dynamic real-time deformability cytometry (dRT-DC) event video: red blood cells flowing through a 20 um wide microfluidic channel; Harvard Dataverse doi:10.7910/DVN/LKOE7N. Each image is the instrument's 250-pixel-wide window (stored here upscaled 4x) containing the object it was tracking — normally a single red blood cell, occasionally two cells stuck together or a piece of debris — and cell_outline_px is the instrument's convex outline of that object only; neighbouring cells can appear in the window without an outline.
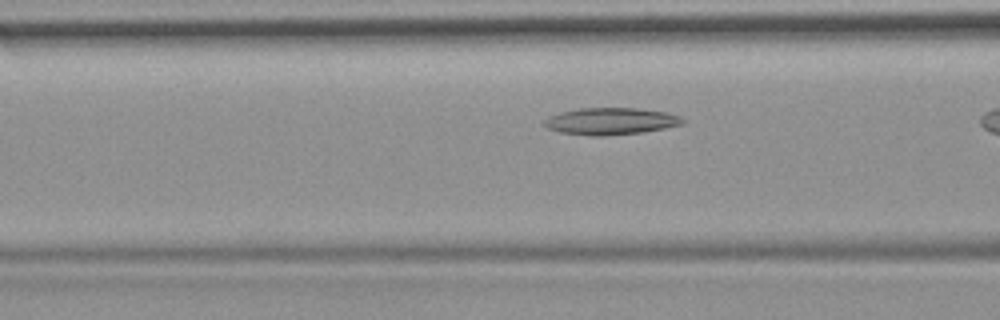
{"species": "common noctule bat (a hibernating species)", "species_latin": "Nyctalus noctula", "temperature_condition": "room temperature", "stored_images_in_passage": 30, "camera_frame_rate_fps": 3000, "um_per_image_px": 0.085, "animal": {"sex": "female", "body_mass_g": 19.9}, "frame": {"image": 1, "passage_image": 9, "time_ms": 2.667, "image_size_px": [1000, 320], "cell_outline_px": [[684, 124], [644, 132], [604, 136], [592, 136], [560, 132], [548, 128], [544, 124], [544, 120], [548, 116], [560, 112], [580, 108], [636, 108], [668, 112], [680, 116], [684, 120]], "centroid_in_image_um": [51.92, 10.3], "position_along_channel_um": 114.7, "area_um2": 21.79}}
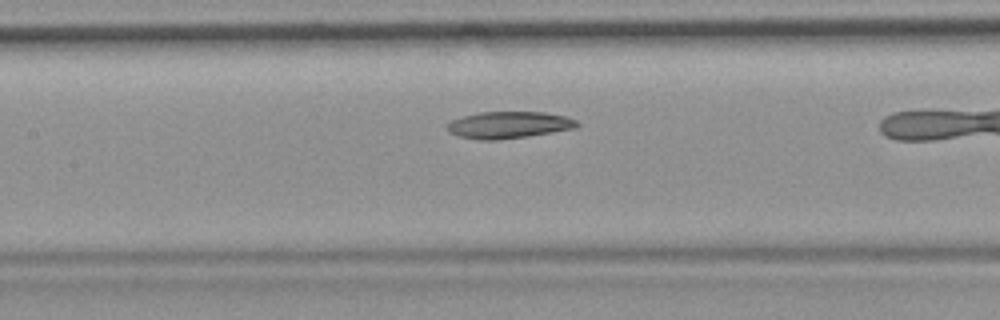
{"frame": {"image": 2, "passage_image": 13, "time_ms": 4.0, "image_size_px": [1000, 320], "cell_outline_px": [[580, 124], [576, 128], [528, 136], [496, 140], [484, 140], [460, 136], [448, 132], [448, 124], [452, 120], [464, 116], [480, 112], [544, 112], [568, 116], [576, 120]], "centroid_in_image_um": [43.3, 10.61], "position_along_channel_um": 164.1, "area_um2": 20.17}}
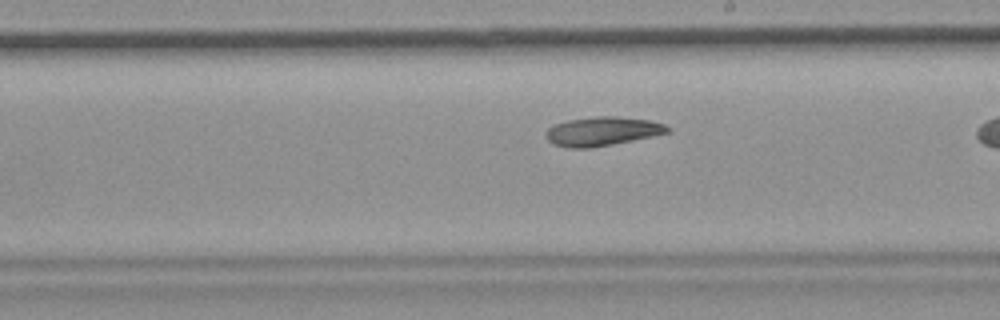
{"frame": {"image": 3, "passage_image": 19, "time_ms": 6.0, "image_size_px": [1000, 320], "cell_outline_px": [[672, 132], [592, 148], [568, 148], [552, 144], [544, 136], [544, 132], [548, 128], [556, 124], [568, 120], [596, 116], [616, 116], [648, 120], [664, 124], [672, 128]], "centroid_in_image_um": [51.18, 11.16], "position_along_channel_um": 237.8, "area_um2": 20.63}}